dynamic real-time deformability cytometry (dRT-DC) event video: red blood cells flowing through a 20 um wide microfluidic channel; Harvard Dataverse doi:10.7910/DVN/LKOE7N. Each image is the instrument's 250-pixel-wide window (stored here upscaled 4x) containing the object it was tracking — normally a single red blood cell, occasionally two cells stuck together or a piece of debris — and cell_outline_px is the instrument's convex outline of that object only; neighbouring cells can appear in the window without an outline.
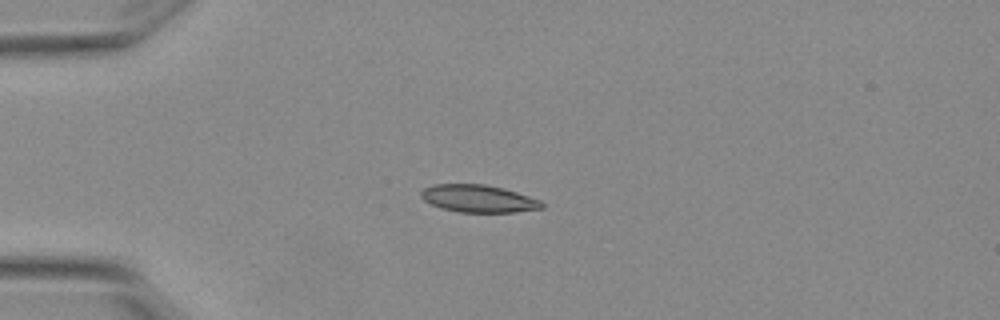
{"species": "Egyptian fruit bat (a non-hibernating species)", "species_latin": "Rousettus aegyptiacus", "temperature_condition": "warm", "stored_images_in_passage": 6, "camera_frame_rate_fps": 3000, "um_per_image_px": 0.085, "animal": {"sex": "female"}, "frame": {"image": 1, "passage_image": 3, "time_ms": 0.667, "image_size_px": [1000, 320], "cell_outline_px": [[544, 208], [516, 212], [460, 212], [444, 208], [432, 204], [424, 200], [420, 196], [420, 192], [424, 188], [432, 184], [484, 184], [504, 188], [540, 200], [544, 204]], "centroid_in_image_um": [40.67, 16.87], "position_along_channel_um": 44.3, "area_um2": 19.25}}
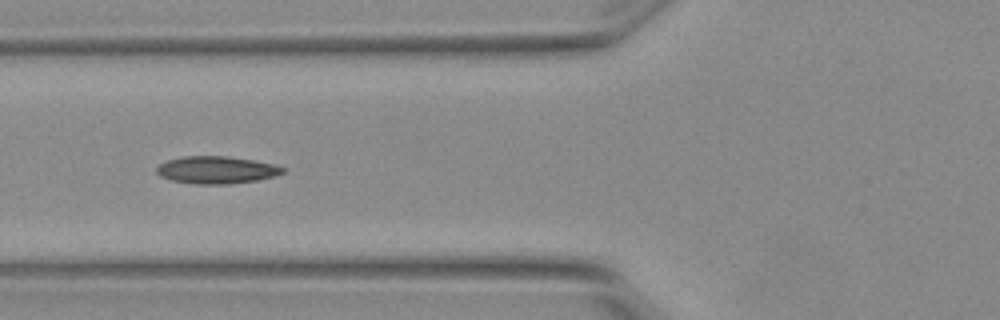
{"frame": {"image": 2, "passage_image": 5, "time_ms": 1.333, "image_size_px": [1000, 320], "cell_outline_px": [[284, 172], [276, 176], [256, 180], [228, 184], [196, 184], [172, 180], [160, 176], [156, 172], [156, 168], [160, 164], [168, 160], [180, 156], [228, 156], [256, 160], [276, 164], [284, 168]], "centroid_in_image_um": [18.42, 14.43], "position_along_channel_um": 107.4, "area_um2": 20.23}}
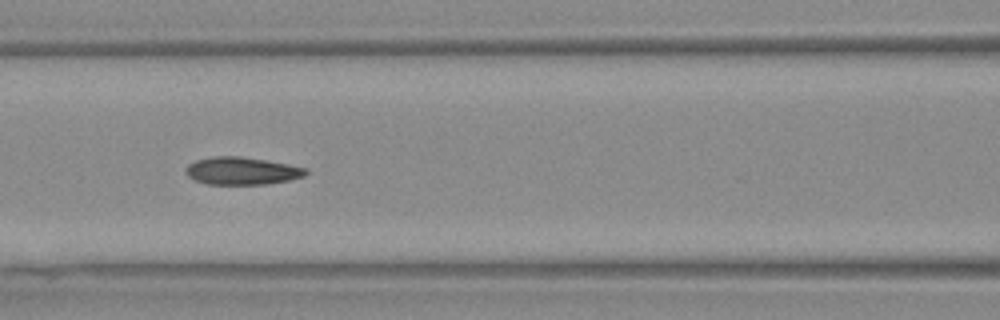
{"frame": {"image": 3, "passage_image": 6, "time_ms": 1.667, "image_size_px": [1000, 320], "cell_outline_px": [[308, 172], [304, 176], [288, 180], [264, 184], [208, 184], [196, 180], [188, 176], [184, 168], [188, 164], [196, 160], [216, 156], [240, 156], [288, 164], [308, 168]], "centroid_in_image_um": [20.55, 14.52], "position_along_channel_um": 146.0, "area_um2": 19.13}}